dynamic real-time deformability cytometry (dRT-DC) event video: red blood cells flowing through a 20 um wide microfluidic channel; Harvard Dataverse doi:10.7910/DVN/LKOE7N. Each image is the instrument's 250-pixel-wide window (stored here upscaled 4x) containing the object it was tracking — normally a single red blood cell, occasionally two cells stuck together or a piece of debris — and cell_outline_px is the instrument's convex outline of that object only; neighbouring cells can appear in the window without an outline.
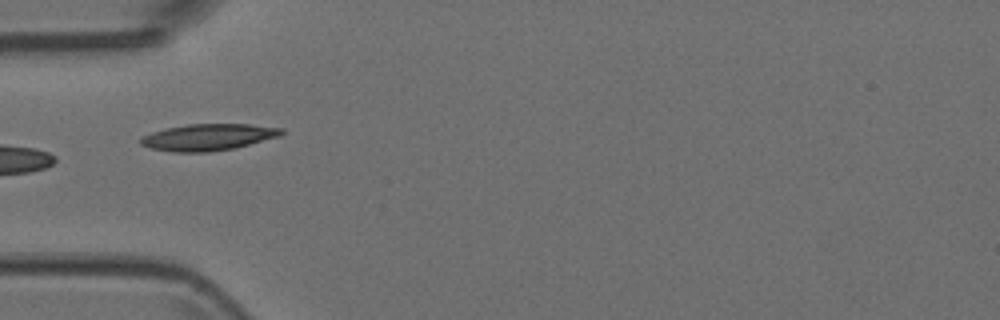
{"species": "Egyptian fruit bat (a non-hibernating species)", "species_latin": "Rousettus aegyptiacus", "temperature_condition": "room temperature", "stored_images_in_passage": 5, "camera_frame_rate_fps": 3000, "um_per_image_px": 0.085, "animal": {"sex": "female"}, "frame": {"image": 1, "passage_image": 4, "time_ms": 1.0, "image_size_px": [1000, 320], "cell_outline_px": [[284, 132], [280, 136], [236, 148], [208, 152], [172, 152], [152, 148], [140, 144], [140, 136], [152, 132], [168, 128], [188, 124], [248, 124], [284, 128]], "centroid_in_image_um": [17.71, 11.66], "position_along_channel_um": 67.3, "area_um2": 21.85}}